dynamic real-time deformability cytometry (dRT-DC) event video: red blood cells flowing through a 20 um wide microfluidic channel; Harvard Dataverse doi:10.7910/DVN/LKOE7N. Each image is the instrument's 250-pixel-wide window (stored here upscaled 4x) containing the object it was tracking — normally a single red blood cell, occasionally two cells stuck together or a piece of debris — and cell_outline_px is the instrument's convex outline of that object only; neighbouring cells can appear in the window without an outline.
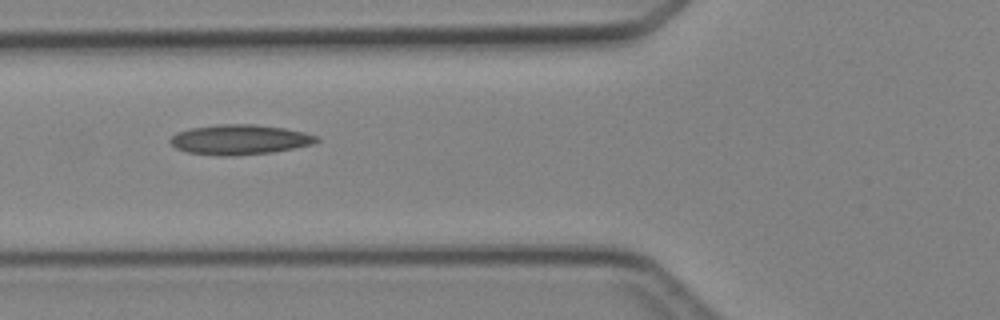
{"species": "Egyptian fruit bat (a non-hibernating species)", "species_latin": "Rousettus aegyptiacus", "temperature_condition": "cold", "stored_images_in_passage": 2, "camera_frame_rate_fps": 3000, "um_per_image_px": 0.085, "animal": {"sex": "female"}, "frame": {"image": 1, "passage_image": 2, "time_ms": 1.0, "image_size_px": [1000, 320], "cell_outline_px": [[320, 140], [312, 144], [272, 152], [236, 156], [220, 156], [188, 152], [176, 148], [168, 140], [176, 132], [188, 128], [220, 124], [256, 124], [284, 128], [304, 132], [316, 136]], "centroid_in_image_um": [20.33, 11.86], "position_along_channel_um": 105.5, "area_um2": 25.61}}